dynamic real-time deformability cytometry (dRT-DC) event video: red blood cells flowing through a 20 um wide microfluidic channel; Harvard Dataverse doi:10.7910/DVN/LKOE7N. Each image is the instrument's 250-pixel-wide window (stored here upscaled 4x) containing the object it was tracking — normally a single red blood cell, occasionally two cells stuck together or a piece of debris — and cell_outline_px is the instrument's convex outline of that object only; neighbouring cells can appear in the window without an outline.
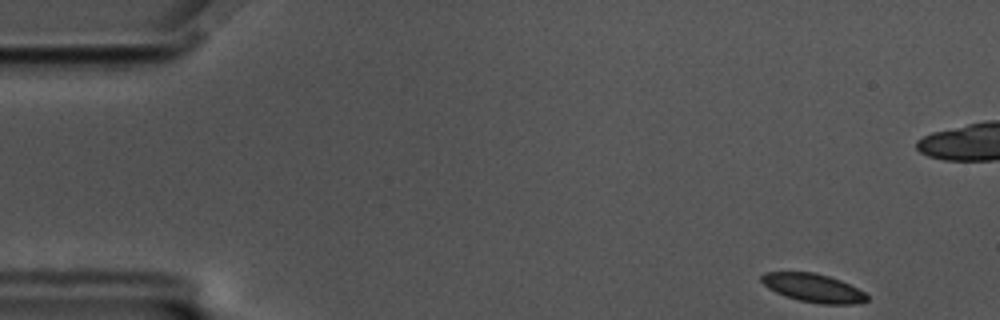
{"species": "common noctule bat (a hibernating species)", "species_latin": "Nyctalus noctula", "temperature_condition": "cold", "stored_images_in_passage": 55, "camera_frame_rate_fps": 3000, "um_per_image_px": 0.085, "animal": {"sex": "male", "body_mass_g": 17.5, "forearm_length_mm": 52.3}, "frame": {"image": 1, "passage_image": 1, "time_ms": 0.0, "image_size_px": [1000, 320], "cell_outline_px": [[868, 300], [856, 304], [820, 304], [800, 300], [776, 292], [768, 288], [760, 280], [760, 276], [764, 272], [812, 272], [828, 276], [840, 280], [864, 292], [868, 296]], "centroid_in_image_um": [69.12, 24.47], "position_along_channel_um": 15.9, "area_um2": 17.28}}
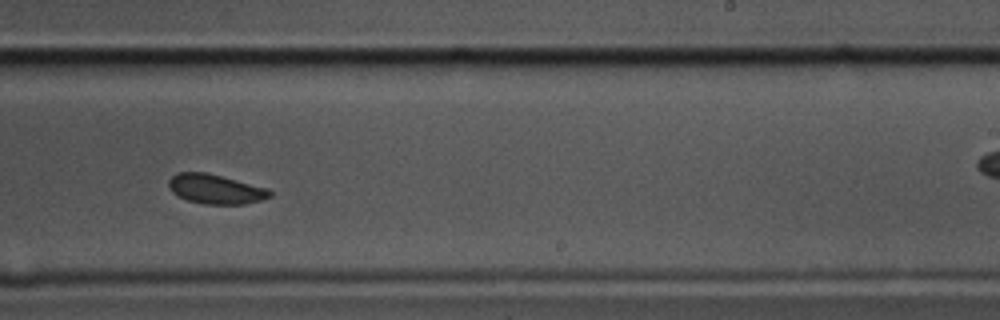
{"frame": {"image": 2, "passage_image": 32, "time_ms": 10.333, "image_size_px": [1000, 320], "cell_outline_px": [[272, 196], [260, 200], [244, 204], [204, 204], [188, 200], [176, 196], [168, 188], [168, 180], [172, 176], [180, 172], [204, 172], [268, 188], [272, 192]], "centroid_in_image_um": [18.29, 16.08], "position_along_channel_um": 270.7, "area_um2": 17.34}}
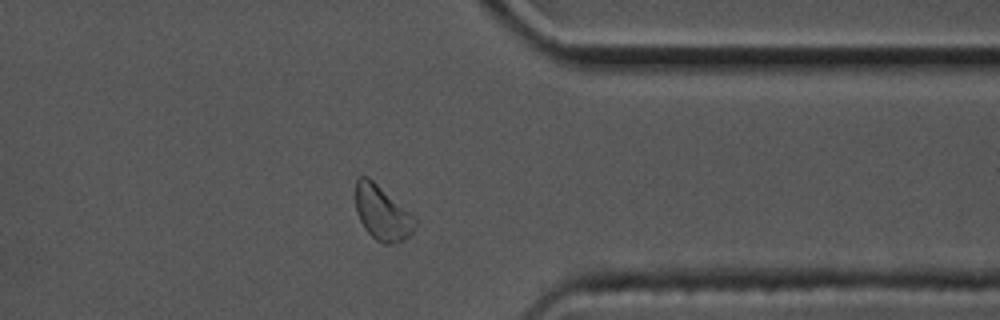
{"frame": {"image": 3, "passage_image": 42, "time_ms": 13.667, "image_size_px": [1000, 320], "cell_outline_px": [[416, 228], [404, 240], [388, 244], [384, 244], [376, 240], [364, 228], [356, 212], [356, 180], [360, 176], [368, 176], [408, 212], [416, 220]], "centroid_in_image_um": [32.46, 18.12], "position_along_channel_um": 378.9, "area_um2": 18.44}}